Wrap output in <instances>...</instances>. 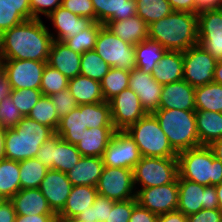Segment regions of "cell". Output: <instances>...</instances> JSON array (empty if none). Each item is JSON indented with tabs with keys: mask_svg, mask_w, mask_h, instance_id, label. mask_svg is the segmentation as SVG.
<instances>
[{
	"mask_svg": "<svg viewBox=\"0 0 222 222\" xmlns=\"http://www.w3.org/2000/svg\"><path fill=\"white\" fill-rule=\"evenodd\" d=\"M133 170L121 167L104 166L96 186L99 195L113 201H126L136 198Z\"/></svg>",
	"mask_w": 222,
	"mask_h": 222,
	"instance_id": "11",
	"label": "cell"
},
{
	"mask_svg": "<svg viewBox=\"0 0 222 222\" xmlns=\"http://www.w3.org/2000/svg\"><path fill=\"white\" fill-rule=\"evenodd\" d=\"M10 201L16 215L55 214L39 188L21 189Z\"/></svg>",
	"mask_w": 222,
	"mask_h": 222,
	"instance_id": "24",
	"label": "cell"
},
{
	"mask_svg": "<svg viewBox=\"0 0 222 222\" xmlns=\"http://www.w3.org/2000/svg\"><path fill=\"white\" fill-rule=\"evenodd\" d=\"M178 195V178L170 184L136 190L137 203L156 215L176 211Z\"/></svg>",
	"mask_w": 222,
	"mask_h": 222,
	"instance_id": "15",
	"label": "cell"
},
{
	"mask_svg": "<svg viewBox=\"0 0 222 222\" xmlns=\"http://www.w3.org/2000/svg\"><path fill=\"white\" fill-rule=\"evenodd\" d=\"M215 190L218 198L219 209L222 211V182L218 185H215Z\"/></svg>",
	"mask_w": 222,
	"mask_h": 222,
	"instance_id": "65",
	"label": "cell"
},
{
	"mask_svg": "<svg viewBox=\"0 0 222 222\" xmlns=\"http://www.w3.org/2000/svg\"><path fill=\"white\" fill-rule=\"evenodd\" d=\"M162 87L163 85L159 84L151 74L144 73L136 67L130 71L128 88L137 94L147 113L158 110Z\"/></svg>",
	"mask_w": 222,
	"mask_h": 222,
	"instance_id": "18",
	"label": "cell"
},
{
	"mask_svg": "<svg viewBox=\"0 0 222 222\" xmlns=\"http://www.w3.org/2000/svg\"><path fill=\"white\" fill-rule=\"evenodd\" d=\"M96 22L125 20L136 15V0H91Z\"/></svg>",
	"mask_w": 222,
	"mask_h": 222,
	"instance_id": "23",
	"label": "cell"
},
{
	"mask_svg": "<svg viewBox=\"0 0 222 222\" xmlns=\"http://www.w3.org/2000/svg\"><path fill=\"white\" fill-rule=\"evenodd\" d=\"M104 26L131 45H137L148 38V25L138 15L125 20L106 22Z\"/></svg>",
	"mask_w": 222,
	"mask_h": 222,
	"instance_id": "27",
	"label": "cell"
},
{
	"mask_svg": "<svg viewBox=\"0 0 222 222\" xmlns=\"http://www.w3.org/2000/svg\"><path fill=\"white\" fill-rule=\"evenodd\" d=\"M183 52L166 51L152 70V77L159 84H169L183 80Z\"/></svg>",
	"mask_w": 222,
	"mask_h": 222,
	"instance_id": "28",
	"label": "cell"
},
{
	"mask_svg": "<svg viewBox=\"0 0 222 222\" xmlns=\"http://www.w3.org/2000/svg\"><path fill=\"white\" fill-rule=\"evenodd\" d=\"M198 16V44L216 61L222 60V8Z\"/></svg>",
	"mask_w": 222,
	"mask_h": 222,
	"instance_id": "16",
	"label": "cell"
},
{
	"mask_svg": "<svg viewBox=\"0 0 222 222\" xmlns=\"http://www.w3.org/2000/svg\"><path fill=\"white\" fill-rule=\"evenodd\" d=\"M153 114L177 154L201 146L195 111L158 109Z\"/></svg>",
	"mask_w": 222,
	"mask_h": 222,
	"instance_id": "5",
	"label": "cell"
},
{
	"mask_svg": "<svg viewBox=\"0 0 222 222\" xmlns=\"http://www.w3.org/2000/svg\"><path fill=\"white\" fill-rule=\"evenodd\" d=\"M136 204V198L126 201H116L113 204L111 211H109V215L105 222H129L133 208Z\"/></svg>",
	"mask_w": 222,
	"mask_h": 222,
	"instance_id": "49",
	"label": "cell"
},
{
	"mask_svg": "<svg viewBox=\"0 0 222 222\" xmlns=\"http://www.w3.org/2000/svg\"><path fill=\"white\" fill-rule=\"evenodd\" d=\"M174 11L197 14L196 0H168Z\"/></svg>",
	"mask_w": 222,
	"mask_h": 222,
	"instance_id": "55",
	"label": "cell"
},
{
	"mask_svg": "<svg viewBox=\"0 0 222 222\" xmlns=\"http://www.w3.org/2000/svg\"><path fill=\"white\" fill-rule=\"evenodd\" d=\"M213 82L222 84V60H219L216 63Z\"/></svg>",
	"mask_w": 222,
	"mask_h": 222,
	"instance_id": "62",
	"label": "cell"
},
{
	"mask_svg": "<svg viewBox=\"0 0 222 222\" xmlns=\"http://www.w3.org/2000/svg\"><path fill=\"white\" fill-rule=\"evenodd\" d=\"M115 131L114 127L87 128L76 147L82 156L102 157Z\"/></svg>",
	"mask_w": 222,
	"mask_h": 222,
	"instance_id": "26",
	"label": "cell"
},
{
	"mask_svg": "<svg viewBox=\"0 0 222 222\" xmlns=\"http://www.w3.org/2000/svg\"><path fill=\"white\" fill-rule=\"evenodd\" d=\"M157 222H188V220L186 215L176 210L158 215Z\"/></svg>",
	"mask_w": 222,
	"mask_h": 222,
	"instance_id": "57",
	"label": "cell"
},
{
	"mask_svg": "<svg viewBox=\"0 0 222 222\" xmlns=\"http://www.w3.org/2000/svg\"><path fill=\"white\" fill-rule=\"evenodd\" d=\"M5 132L6 129L0 127V160L5 159Z\"/></svg>",
	"mask_w": 222,
	"mask_h": 222,
	"instance_id": "63",
	"label": "cell"
},
{
	"mask_svg": "<svg viewBox=\"0 0 222 222\" xmlns=\"http://www.w3.org/2000/svg\"><path fill=\"white\" fill-rule=\"evenodd\" d=\"M19 161L0 160V199L10 200L21 190Z\"/></svg>",
	"mask_w": 222,
	"mask_h": 222,
	"instance_id": "34",
	"label": "cell"
},
{
	"mask_svg": "<svg viewBox=\"0 0 222 222\" xmlns=\"http://www.w3.org/2000/svg\"><path fill=\"white\" fill-rule=\"evenodd\" d=\"M136 15L147 25L171 14L174 10L168 0H136Z\"/></svg>",
	"mask_w": 222,
	"mask_h": 222,
	"instance_id": "38",
	"label": "cell"
},
{
	"mask_svg": "<svg viewBox=\"0 0 222 222\" xmlns=\"http://www.w3.org/2000/svg\"><path fill=\"white\" fill-rule=\"evenodd\" d=\"M141 158L137 144L126 131H115L102 156L104 166L132 170Z\"/></svg>",
	"mask_w": 222,
	"mask_h": 222,
	"instance_id": "14",
	"label": "cell"
},
{
	"mask_svg": "<svg viewBox=\"0 0 222 222\" xmlns=\"http://www.w3.org/2000/svg\"><path fill=\"white\" fill-rule=\"evenodd\" d=\"M21 189L39 188L48 168L37 158L19 161Z\"/></svg>",
	"mask_w": 222,
	"mask_h": 222,
	"instance_id": "36",
	"label": "cell"
},
{
	"mask_svg": "<svg viewBox=\"0 0 222 222\" xmlns=\"http://www.w3.org/2000/svg\"><path fill=\"white\" fill-rule=\"evenodd\" d=\"M85 129L87 127H85L84 112H81V105H78L72 112L59 120L55 134L63 140L76 145Z\"/></svg>",
	"mask_w": 222,
	"mask_h": 222,
	"instance_id": "32",
	"label": "cell"
},
{
	"mask_svg": "<svg viewBox=\"0 0 222 222\" xmlns=\"http://www.w3.org/2000/svg\"><path fill=\"white\" fill-rule=\"evenodd\" d=\"M72 186L64 172L49 169L39 189L47 199L52 211L57 215L64 208Z\"/></svg>",
	"mask_w": 222,
	"mask_h": 222,
	"instance_id": "19",
	"label": "cell"
},
{
	"mask_svg": "<svg viewBox=\"0 0 222 222\" xmlns=\"http://www.w3.org/2000/svg\"><path fill=\"white\" fill-rule=\"evenodd\" d=\"M103 26L104 25L99 22H93L87 29H84L73 37L64 39L62 42L65 43L68 48L79 54L94 50L98 33Z\"/></svg>",
	"mask_w": 222,
	"mask_h": 222,
	"instance_id": "40",
	"label": "cell"
},
{
	"mask_svg": "<svg viewBox=\"0 0 222 222\" xmlns=\"http://www.w3.org/2000/svg\"><path fill=\"white\" fill-rule=\"evenodd\" d=\"M111 120L116 131H125L147 114L137 94L130 88L109 101Z\"/></svg>",
	"mask_w": 222,
	"mask_h": 222,
	"instance_id": "17",
	"label": "cell"
},
{
	"mask_svg": "<svg viewBox=\"0 0 222 222\" xmlns=\"http://www.w3.org/2000/svg\"><path fill=\"white\" fill-rule=\"evenodd\" d=\"M84 112L85 127H113L109 102H98L81 105Z\"/></svg>",
	"mask_w": 222,
	"mask_h": 222,
	"instance_id": "39",
	"label": "cell"
},
{
	"mask_svg": "<svg viewBox=\"0 0 222 222\" xmlns=\"http://www.w3.org/2000/svg\"><path fill=\"white\" fill-rule=\"evenodd\" d=\"M197 14L207 10L222 8V0H196Z\"/></svg>",
	"mask_w": 222,
	"mask_h": 222,
	"instance_id": "58",
	"label": "cell"
},
{
	"mask_svg": "<svg viewBox=\"0 0 222 222\" xmlns=\"http://www.w3.org/2000/svg\"><path fill=\"white\" fill-rule=\"evenodd\" d=\"M47 17L51 19L54 28L58 31L57 38L53 33L51 34L53 40L57 41H63L66 38L79 34L94 22L89 18L80 17L62 6L58 7Z\"/></svg>",
	"mask_w": 222,
	"mask_h": 222,
	"instance_id": "21",
	"label": "cell"
},
{
	"mask_svg": "<svg viewBox=\"0 0 222 222\" xmlns=\"http://www.w3.org/2000/svg\"><path fill=\"white\" fill-rule=\"evenodd\" d=\"M130 71L112 67L101 80L104 101L109 102L129 86Z\"/></svg>",
	"mask_w": 222,
	"mask_h": 222,
	"instance_id": "37",
	"label": "cell"
},
{
	"mask_svg": "<svg viewBox=\"0 0 222 222\" xmlns=\"http://www.w3.org/2000/svg\"><path fill=\"white\" fill-rule=\"evenodd\" d=\"M12 86L8 81L6 75L0 70V100L10 96L12 93Z\"/></svg>",
	"mask_w": 222,
	"mask_h": 222,
	"instance_id": "59",
	"label": "cell"
},
{
	"mask_svg": "<svg viewBox=\"0 0 222 222\" xmlns=\"http://www.w3.org/2000/svg\"><path fill=\"white\" fill-rule=\"evenodd\" d=\"M217 61L201 46L183 52V80L194 88L213 82Z\"/></svg>",
	"mask_w": 222,
	"mask_h": 222,
	"instance_id": "12",
	"label": "cell"
},
{
	"mask_svg": "<svg viewBox=\"0 0 222 222\" xmlns=\"http://www.w3.org/2000/svg\"><path fill=\"white\" fill-rule=\"evenodd\" d=\"M16 212L10 200L0 199V222H15Z\"/></svg>",
	"mask_w": 222,
	"mask_h": 222,
	"instance_id": "54",
	"label": "cell"
},
{
	"mask_svg": "<svg viewBox=\"0 0 222 222\" xmlns=\"http://www.w3.org/2000/svg\"><path fill=\"white\" fill-rule=\"evenodd\" d=\"M195 117L201 146H209L222 138V113L195 111Z\"/></svg>",
	"mask_w": 222,
	"mask_h": 222,
	"instance_id": "31",
	"label": "cell"
},
{
	"mask_svg": "<svg viewBox=\"0 0 222 222\" xmlns=\"http://www.w3.org/2000/svg\"><path fill=\"white\" fill-rule=\"evenodd\" d=\"M40 19H30L0 35L1 60L48 62L53 43L51 32Z\"/></svg>",
	"mask_w": 222,
	"mask_h": 222,
	"instance_id": "1",
	"label": "cell"
},
{
	"mask_svg": "<svg viewBox=\"0 0 222 222\" xmlns=\"http://www.w3.org/2000/svg\"><path fill=\"white\" fill-rule=\"evenodd\" d=\"M42 95V91L38 89L12 90L10 94L13 103L23 116H28Z\"/></svg>",
	"mask_w": 222,
	"mask_h": 222,
	"instance_id": "46",
	"label": "cell"
},
{
	"mask_svg": "<svg viewBox=\"0 0 222 222\" xmlns=\"http://www.w3.org/2000/svg\"><path fill=\"white\" fill-rule=\"evenodd\" d=\"M208 147L213 152L214 157L222 162V138L214 141Z\"/></svg>",
	"mask_w": 222,
	"mask_h": 222,
	"instance_id": "60",
	"label": "cell"
},
{
	"mask_svg": "<svg viewBox=\"0 0 222 222\" xmlns=\"http://www.w3.org/2000/svg\"><path fill=\"white\" fill-rule=\"evenodd\" d=\"M68 90L76 99L78 105L104 102L101 82L79 74L69 79Z\"/></svg>",
	"mask_w": 222,
	"mask_h": 222,
	"instance_id": "29",
	"label": "cell"
},
{
	"mask_svg": "<svg viewBox=\"0 0 222 222\" xmlns=\"http://www.w3.org/2000/svg\"><path fill=\"white\" fill-rule=\"evenodd\" d=\"M196 111L222 113V84L211 82L195 88Z\"/></svg>",
	"mask_w": 222,
	"mask_h": 222,
	"instance_id": "35",
	"label": "cell"
},
{
	"mask_svg": "<svg viewBox=\"0 0 222 222\" xmlns=\"http://www.w3.org/2000/svg\"><path fill=\"white\" fill-rule=\"evenodd\" d=\"M115 202L98 194L94 204L87 208L86 211L76 215V218L82 222H105Z\"/></svg>",
	"mask_w": 222,
	"mask_h": 222,
	"instance_id": "45",
	"label": "cell"
},
{
	"mask_svg": "<svg viewBox=\"0 0 222 222\" xmlns=\"http://www.w3.org/2000/svg\"><path fill=\"white\" fill-rule=\"evenodd\" d=\"M0 5L6 6H30L29 0H0Z\"/></svg>",
	"mask_w": 222,
	"mask_h": 222,
	"instance_id": "61",
	"label": "cell"
},
{
	"mask_svg": "<svg viewBox=\"0 0 222 222\" xmlns=\"http://www.w3.org/2000/svg\"><path fill=\"white\" fill-rule=\"evenodd\" d=\"M30 19V6L0 5V35L10 28Z\"/></svg>",
	"mask_w": 222,
	"mask_h": 222,
	"instance_id": "43",
	"label": "cell"
},
{
	"mask_svg": "<svg viewBox=\"0 0 222 222\" xmlns=\"http://www.w3.org/2000/svg\"><path fill=\"white\" fill-rule=\"evenodd\" d=\"M188 222H222V211L217 209H201L187 216Z\"/></svg>",
	"mask_w": 222,
	"mask_h": 222,
	"instance_id": "52",
	"label": "cell"
},
{
	"mask_svg": "<svg viewBox=\"0 0 222 222\" xmlns=\"http://www.w3.org/2000/svg\"><path fill=\"white\" fill-rule=\"evenodd\" d=\"M179 177L188 181L208 185L222 182V162L214 157L208 146H199L178 153Z\"/></svg>",
	"mask_w": 222,
	"mask_h": 222,
	"instance_id": "4",
	"label": "cell"
},
{
	"mask_svg": "<svg viewBox=\"0 0 222 222\" xmlns=\"http://www.w3.org/2000/svg\"><path fill=\"white\" fill-rule=\"evenodd\" d=\"M111 67L94 51H85L81 55L80 74L101 82Z\"/></svg>",
	"mask_w": 222,
	"mask_h": 222,
	"instance_id": "41",
	"label": "cell"
},
{
	"mask_svg": "<svg viewBox=\"0 0 222 222\" xmlns=\"http://www.w3.org/2000/svg\"><path fill=\"white\" fill-rule=\"evenodd\" d=\"M166 51L159 42L149 38L145 39L135 45L136 68L151 74Z\"/></svg>",
	"mask_w": 222,
	"mask_h": 222,
	"instance_id": "33",
	"label": "cell"
},
{
	"mask_svg": "<svg viewBox=\"0 0 222 222\" xmlns=\"http://www.w3.org/2000/svg\"><path fill=\"white\" fill-rule=\"evenodd\" d=\"M47 62L35 60H1V70L13 90L38 89Z\"/></svg>",
	"mask_w": 222,
	"mask_h": 222,
	"instance_id": "13",
	"label": "cell"
},
{
	"mask_svg": "<svg viewBox=\"0 0 222 222\" xmlns=\"http://www.w3.org/2000/svg\"><path fill=\"white\" fill-rule=\"evenodd\" d=\"M28 117L38 123L49 126L54 131H56L60 120L51 98L44 95H42L36 105L31 109Z\"/></svg>",
	"mask_w": 222,
	"mask_h": 222,
	"instance_id": "42",
	"label": "cell"
},
{
	"mask_svg": "<svg viewBox=\"0 0 222 222\" xmlns=\"http://www.w3.org/2000/svg\"><path fill=\"white\" fill-rule=\"evenodd\" d=\"M137 144L142 157H177L153 113H147L125 130Z\"/></svg>",
	"mask_w": 222,
	"mask_h": 222,
	"instance_id": "6",
	"label": "cell"
},
{
	"mask_svg": "<svg viewBox=\"0 0 222 222\" xmlns=\"http://www.w3.org/2000/svg\"><path fill=\"white\" fill-rule=\"evenodd\" d=\"M103 168L102 157L82 156L79 162L66 175L73 186L85 185L96 187Z\"/></svg>",
	"mask_w": 222,
	"mask_h": 222,
	"instance_id": "25",
	"label": "cell"
},
{
	"mask_svg": "<svg viewBox=\"0 0 222 222\" xmlns=\"http://www.w3.org/2000/svg\"><path fill=\"white\" fill-rule=\"evenodd\" d=\"M81 55L68 48L62 41L54 40L47 64L60 71L69 80L80 74Z\"/></svg>",
	"mask_w": 222,
	"mask_h": 222,
	"instance_id": "22",
	"label": "cell"
},
{
	"mask_svg": "<svg viewBox=\"0 0 222 222\" xmlns=\"http://www.w3.org/2000/svg\"><path fill=\"white\" fill-rule=\"evenodd\" d=\"M24 116L13 103L11 96L0 100V127L10 129L16 127Z\"/></svg>",
	"mask_w": 222,
	"mask_h": 222,
	"instance_id": "47",
	"label": "cell"
},
{
	"mask_svg": "<svg viewBox=\"0 0 222 222\" xmlns=\"http://www.w3.org/2000/svg\"><path fill=\"white\" fill-rule=\"evenodd\" d=\"M55 135L49 126L24 116L16 127L6 129L5 159L22 161L35 158L40 146Z\"/></svg>",
	"mask_w": 222,
	"mask_h": 222,
	"instance_id": "3",
	"label": "cell"
},
{
	"mask_svg": "<svg viewBox=\"0 0 222 222\" xmlns=\"http://www.w3.org/2000/svg\"><path fill=\"white\" fill-rule=\"evenodd\" d=\"M55 222H82L76 217H64L56 215Z\"/></svg>",
	"mask_w": 222,
	"mask_h": 222,
	"instance_id": "64",
	"label": "cell"
},
{
	"mask_svg": "<svg viewBox=\"0 0 222 222\" xmlns=\"http://www.w3.org/2000/svg\"><path fill=\"white\" fill-rule=\"evenodd\" d=\"M158 109L196 111L195 88L185 80L164 84Z\"/></svg>",
	"mask_w": 222,
	"mask_h": 222,
	"instance_id": "20",
	"label": "cell"
},
{
	"mask_svg": "<svg viewBox=\"0 0 222 222\" xmlns=\"http://www.w3.org/2000/svg\"><path fill=\"white\" fill-rule=\"evenodd\" d=\"M178 176L177 157H142L133 168L134 186L140 184L141 188L170 184Z\"/></svg>",
	"mask_w": 222,
	"mask_h": 222,
	"instance_id": "7",
	"label": "cell"
},
{
	"mask_svg": "<svg viewBox=\"0 0 222 222\" xmlns=\"http://www.w3.org/2000/svg\"><path fill=\"white\" fill-rule=\"evenodd\" d=\"M29 1L31 9V19L33 18L40 19L39 13L48 16L62 5V0H29Z\"/></svg>",
	"mask_w": 222,
	"mask_h": 222,
	"instance_id": "51",
	"label": "cell"
},
{
	"mask_svg": "<svg viewBox=\"0 0 222 222\" xmlns=\"http://www.w3.org/2000/svg\"><path fill=\"white\" fill-rule=\"evenodd\" d=\"M148 38L159 42L167 51L184 52L198 45V16L173 11L148 25Z\"/></svg>",
	"mask_w": 222,
	"mask_h": 222,
	"instance_id": "2",
	"label": "cell"
},
{
	"mask_svg": "<svg viewBox=\"0 0 222 222\" xmlns=\"http://www.w3.org/2000/svg\"><path fill=\"white\" fill-rule=\"evenodd\" d=\"M49 97L52 100V104L55 107L59 119L63 118L72 112L73 109L78 107L76 99L72 96L68 89L62 90Z\"/></svg>",
	"mask_w": 222,
	"mask_h": 222,
	"instance_id": "48",
	"label": "cell"
},
{
	"mask_svg": "<svg viewBox=\"0 0 222 222\" xmlns=\"http://www.w3.org/2000/svg\"><path fill=\"white\" fill-rule=\"evenodd\" d=\"M56 214L16 215L15 222H55Z\"/></svg>",
	"mask_w": 222,
	"mask_h": 222,
	"instance_id": "56",
	"label": "cell"
},
{
	"mask_svg": "<svg viewBox=\"0 0 222 222\" xmlns=\"http://www.w3.org/2000/svg\"><path fill=\"white\" fill-rule=\"evenodd\" d=\"M81 157L76 145L63 140L56 134L40 146L35 156L48 169L58 170L65 174L79 162Z\"/></svg>",
	"mask_w": 222,
	"mask_h": 222,
	"instance_id": "10",
	"label": "cell"
},
{
	"mask_svg": "<svg viewBox=\"0 0 222 222\" xmlns=\"http://www.w3.org/2000/svg\"><path fill=\"white\" fill-rule=\"evenodd\" d=\"M97 195L96 187L85 185L72 186L64 208L57 215L76 217V215L86 211L87 208L94 204Z\"/></svg>",
	"mask_w": 222,
	"mask_h": 222,
	"instance_id": "30",
	"label": "cell"
},
{
	"mask_svg": "<svg viewBox=\"0 0 222 222\" xmlns=\"http://www.w3.org/2000/svg\"><path fill=\"white\" fill-rule=\"evenodd\" d=\"M178 207L177 211L189 216L201 209L219 208L215 185H202L182 179L178 176Z\"/></svg>",
	"mask_w": 222,
	"mask_h": 222,
	"instance_id": "9",
	"label": "cell"
},
{
	"mask_svg": "<svg viewBox=\"0 0 222 222\" xmlns=\"http://www.w3.org/2000/svg\"><path fill=\"white\" fill-rule=\"evenodd\" d=\"M69 80L57 69L46 64L40 84L44 96H51L62 90L68 89Z\"/></svg>",
	"mask_w": 222,
	"mask_h": 222,
	"instance_id": "44",
	"label": "cell"
},
{
	"mask_svg": "<svg viewBox=\"0 0 222 222\" xmlns=\"http://www.w3.org/2000/svg\"><path fill=\"white\" fill-rule=\"evenodd\" d=\"M94 51L111 68L132 71L136 67L135 45L121 40L106 26L98 33Z\"/></svg>",
	"mask_w": 222,
	"mask_h": 222,
	"instance_id": "8",
	"label": "cell"
},
{
	"mask_svg": "<svg viewBox=\"0 0 222 222\" xmlns=\"http://www.w3.org/2000/svg\"><path fill=\"white\" fill-rule=\"evenodd\" d=\"M158 215L150 212L138 203L134 206L129 222H157Z\"/></svg>",
	"mask_w": 222,
	"mask_h": 222,
	"instance_id": "53",
	"label": "cell"
},
{
	"mask_svg": "<svg viewBox=\"0 0 222 222\" xmlns=\"http://www.w3.org/2000/svg\"><path fill=\"white\" fill-rule=\"evenodd\" d=\"M62 7L70 12L96 22V15L91 0H62Z\"/></svg>",
	"mask_w": 222,
	"mask_h": 222,
	"instance_id": "50",
	"label": "cell"
}]
</instances>
